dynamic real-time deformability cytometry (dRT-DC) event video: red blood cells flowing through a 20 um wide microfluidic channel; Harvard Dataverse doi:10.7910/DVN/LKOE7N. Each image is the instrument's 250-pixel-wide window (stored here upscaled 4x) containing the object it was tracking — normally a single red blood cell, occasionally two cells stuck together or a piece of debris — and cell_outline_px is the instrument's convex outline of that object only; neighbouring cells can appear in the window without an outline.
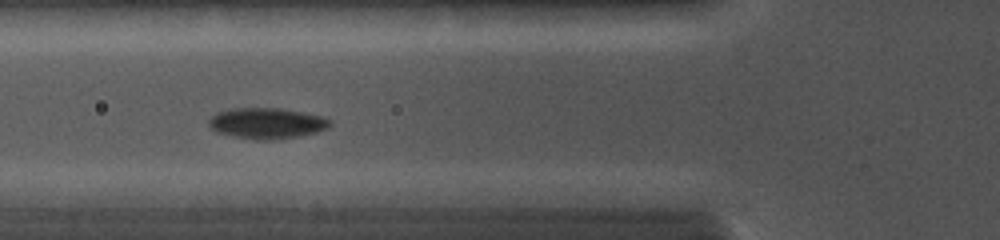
{"species": "common noctule bat (a hibernating species)", "species_latin": "Nyctalus noctula", "temperature_condition": "cold", "stored_images_in_passage": 30, "camera_frame_rate_fps": 5000, "um_per_image_px": 0.085, "animal": {"sex": "female", "body_mass_g": 19.0, "forearm_length_mm": 56.7}, "frame": {"image": 1, "passage_image": 8, "time_ms": 3.4, "image_size_px": [1000, 240], "cell_outline_px": [[332, 124], [328, 128], [316, 132], [296, 136], [268, 140], [252, 140], [232, 136], [216, 132], [208, 124], [208, 120], [216, 112], [228, 108], [280, 108], [324, 116], [332, 120]], "centroid_in_image_um": [22.66, 10.47], "position_along_channel_um": 103.1, "area_um2": 21.96}}
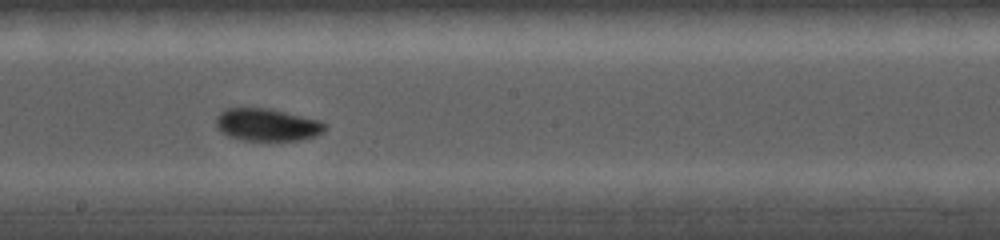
{"frame": {"image": 2, "passage_image": 14, "time_ms": 6.2, "image_size_px": [1000, 240], "cell_outline_px": [[328, 128], [324, 132], [316, 136], [300, 140], [244, 140], [228, 136], [220, 132], [216, 128], [216, 116], [224, 108], [268, 108], [320, 120], [328, 124]], "centroid_in_image_um": [22.72, 10.6], "position_along_channel_um": 225.5, "area_um2": 20.87}}
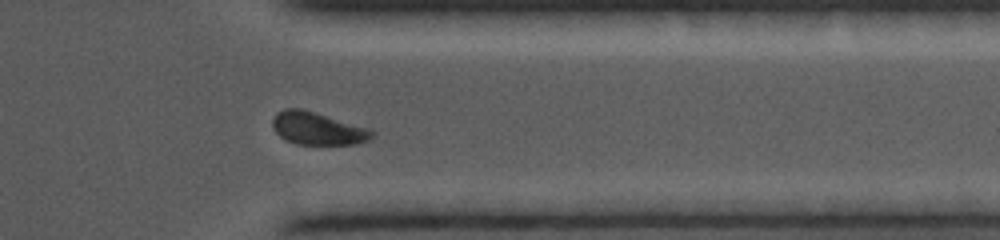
{"frame": {"image": 3, "passage_image": 28, "time_ms": 9.8, "image_size_px": [1000, 240], "cell_outline_px": [[376, 132], [368, 140], [356, 144], [296, 144], [284, 140], [276, 132], [272, 124], [272, 120], [276, 112], [284, 108], [300, 108], [368, 128]], "centroid_in_image_um": [26.96, 10.92], "position_along_channel_um": 384.4, "area_um2": 18.79}}